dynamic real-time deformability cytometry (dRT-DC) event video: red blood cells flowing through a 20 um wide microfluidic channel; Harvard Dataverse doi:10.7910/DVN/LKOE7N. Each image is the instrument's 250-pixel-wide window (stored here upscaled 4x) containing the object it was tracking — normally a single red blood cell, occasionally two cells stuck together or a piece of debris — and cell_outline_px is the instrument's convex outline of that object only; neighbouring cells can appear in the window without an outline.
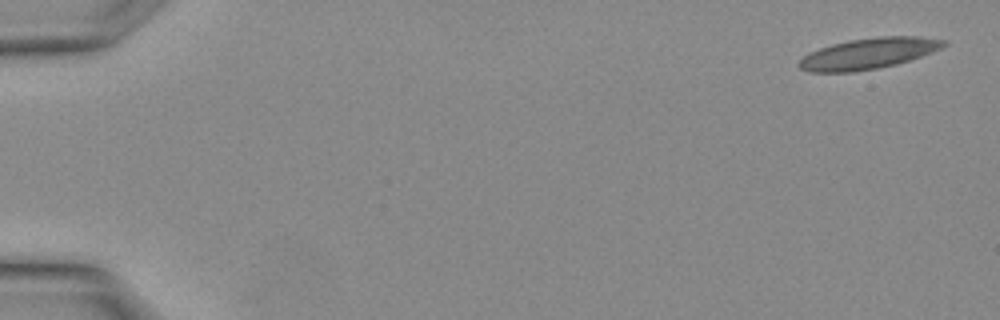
{"species": "Egyptian fruit bat (a non-hibernating species)", "species_latin": "Rousettus aegyptiacus", "temperature_condition": "warm", "stored_images_in_passage": 12, "camera_frame_rate_fps": 3000, "um_per_image_px": 0.085, "animal": {"sex": "female"}, "frame": {"image": 1, "passage_image": 1, "time_ms": 0.0, "image_size_px": [1000, 320], "cell_outline_px": [[948, 44], [932, 52], [896, 64], [876, 68], [852, 72], [808, 72], [800, 68], [800, 60], [808, 52], [832, 44], [848, 40], [880, 36], [916, 36], [944, 40]], "centroid_in_image_um": [73.8, 4.54], "position_along_channel_um": 11.2, "area_um2": 25.78}}
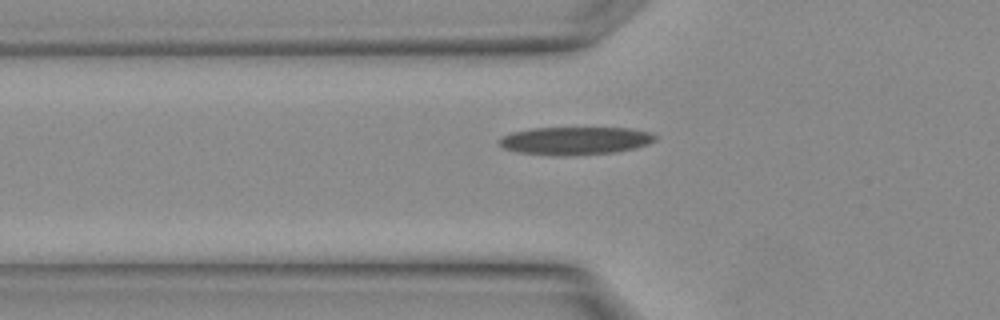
{"frame": {"image": 2, "passage_image": 11, "time_ms": 3.333, "image_size_px": [1000, 320], "cell_outline_px": [[656, 140], [648, 144], [636, 148], [616, 152], [572, 156], [552, 156], [520, 152], [504, 148], [500, 144], [500, 140], [504, 136], [512, 132], [532, 128], [632, 128], [652, 132], [656, 136]], "centroid_in_image_um": [48.96, 11.97], "position_along_channel_um": 76.8, "area_um2": 25.55}}